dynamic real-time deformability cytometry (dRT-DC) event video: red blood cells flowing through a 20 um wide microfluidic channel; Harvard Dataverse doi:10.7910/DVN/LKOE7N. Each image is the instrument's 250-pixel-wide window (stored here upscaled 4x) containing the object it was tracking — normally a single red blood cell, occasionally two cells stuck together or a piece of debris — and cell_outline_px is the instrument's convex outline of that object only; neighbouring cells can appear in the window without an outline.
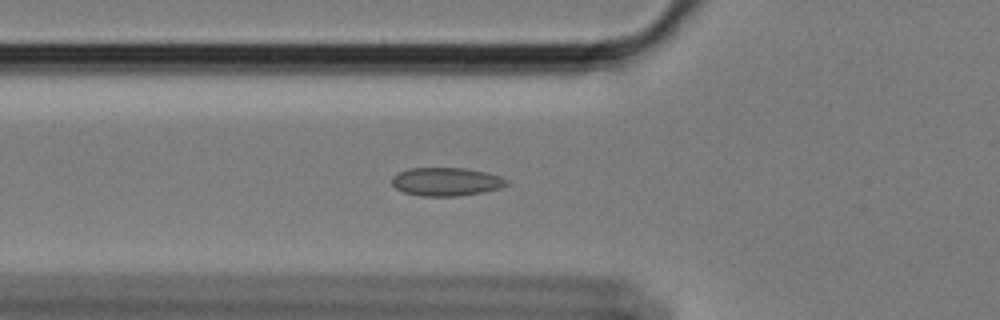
{"species": "Egyptian fruit bat (a non-hibernating species)", "species_latin": "Rousettus aegyptiacus", "temperature_condition": "cold", "stored_images_in_passage": 60, "camera_frame_rate_fps": 3000, "um_per_image_px": 0.085, "animal": {"sex": "female"}, "frame": {"image": 1, "passage_image": 21, "time_ms": 6.667, "image_size_px": [1000, 320], "cell_outline_px": [[508, 184], [500, 188], [484, 192], [456, 196], [420, 196], [404, 192], [396, 188], [392, 184], [392, 176], [396, 172], [408, 168], [468, 168], [500, 176], [508, 180]], "centroid_in_image_um": [37.91, 15.44], "position_along_channel_um": 87.9, "area_um2": 19.07}}
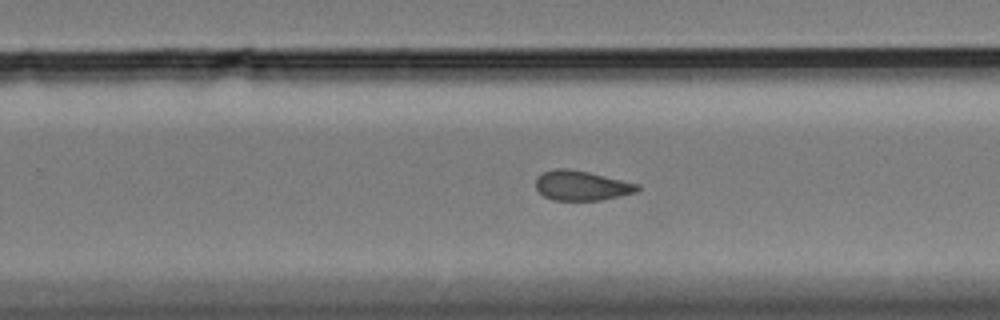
{"frame": {"image": 2, "passage_image": 38, "time_ms": 12.333, "image_size_px": [1000, 320], "cell_outline_px": [[640, 188], [636, 192], [600, 200], [552, 200], [544, 196], [536, 188], [536, 176], [544, 172], [556, 168], [568, 168], [588, 172], [640, 184]], "centroid_in_image_um": [49.42, 15.77], "position_along_channel_um": 280.4, "area_um2": 17.57}}
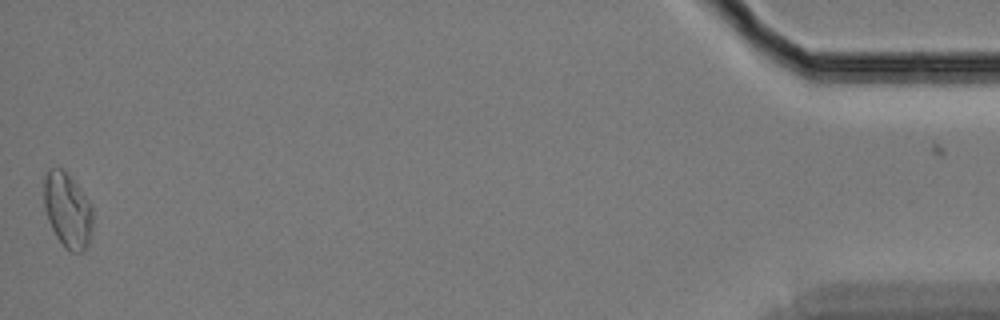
{"frame": {"image": 3, "passage_image": 59, "time_ms": 19.333, "image_size_px": [1000, 320], "cell_outline_px": [[92, 232], [88, 244], [84, 252], [72, 252], [64, 248], [56, 236], [48, 220], [44, 208], [44, 176], [48, 168], [60, 168], [72, 180], [92, 204]], "centroid_in_image_um": [5.74, 17.91], "position_along_channel_um": 429.5, "area_um2": 21.33}, "authors_computed_cell_mechanics": {"area_um2": 18.8428, "velocity_mm_per_s": 3.3912, "shape_relaxation_time_tau1_ms": null, "shape_relaxation_time_tau2_ms": 2.8469, "deformation_change_tau1": null, "deformation_change_tau2": 0.0878}}